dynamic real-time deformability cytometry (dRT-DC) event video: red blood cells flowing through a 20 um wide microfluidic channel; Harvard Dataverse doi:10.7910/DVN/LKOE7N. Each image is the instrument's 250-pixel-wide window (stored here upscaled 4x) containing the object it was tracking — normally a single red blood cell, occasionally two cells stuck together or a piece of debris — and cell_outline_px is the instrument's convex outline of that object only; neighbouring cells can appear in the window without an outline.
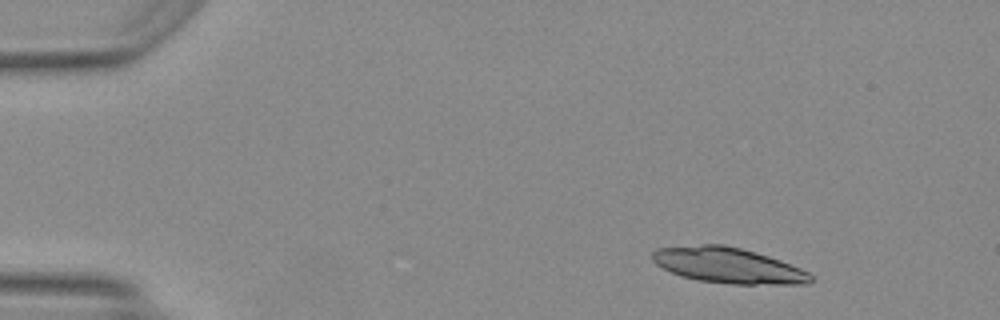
{"species": "Egyptian fruit bat (a non-hibernating species)", "species_latin": "Rousettus aegyptiacus", "temperature_condition": "warm", "stored_images_in_passage": 41, "camera_frame_rate_fps": 3000, "um_per_image_px": 0.085, "animal": {"sex": "female"}, "frame": {"image": 1, "passage_image": 3, "time_ms": 0.667, "image_size_px": [1000, 320], "cell_outline_px": [[812, 280], [808, 284], [732, 284], [696, 280], [680, 276], [656, 264], [652, 260], [652, 252], [656, 248], [700, 244], [724, 244], [740, 248], [768, 256], [780, 260], [800, 268], [808, 272], [812, 276]], "centroid_in_image_um": [61.87, 22.56], "position_along_channel_um": 23.1, "area_um2": 32.77}}
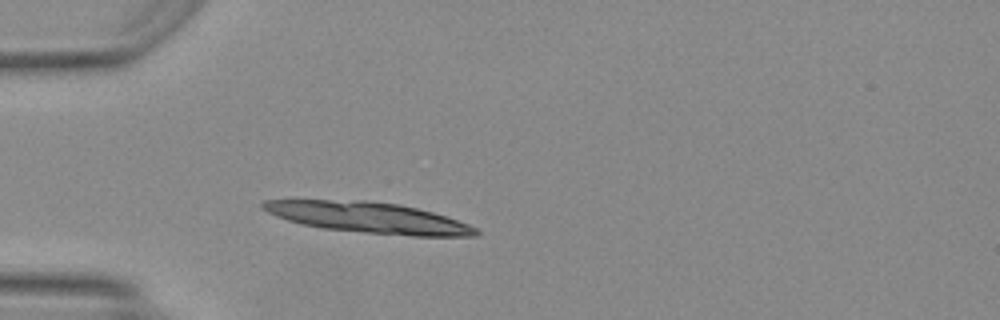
{"frame": {"image": 2, "passage_image": 11, "time_ms": 3.333, "image_size_px": [1000, 320], "cell_outline_px": [[480, 232], [476, 236], [412, 236], [324, 228], [300, 224], [276, 216], [260, 208], [260, 204], [264, 200], [368, 200], [400, 204], [432, 212], [468, 224], [476, 228]], "centroid_in_image_um": [31.29, 18.48], "position_along_channel_um": 53.7, "area_um2": 37.92}, "authors_computed_cell_mechanics": {"area_um2": 22.3108, "velocity_mm_per_s": 4.0962, "shape_relaxation_time_tau1_ms": 1.033, "shape_relaxation_time_tau2_ms": 1.7969, "deformation_change_tau1": 0.2734, "deformation_change_tau2": 0.0882}}